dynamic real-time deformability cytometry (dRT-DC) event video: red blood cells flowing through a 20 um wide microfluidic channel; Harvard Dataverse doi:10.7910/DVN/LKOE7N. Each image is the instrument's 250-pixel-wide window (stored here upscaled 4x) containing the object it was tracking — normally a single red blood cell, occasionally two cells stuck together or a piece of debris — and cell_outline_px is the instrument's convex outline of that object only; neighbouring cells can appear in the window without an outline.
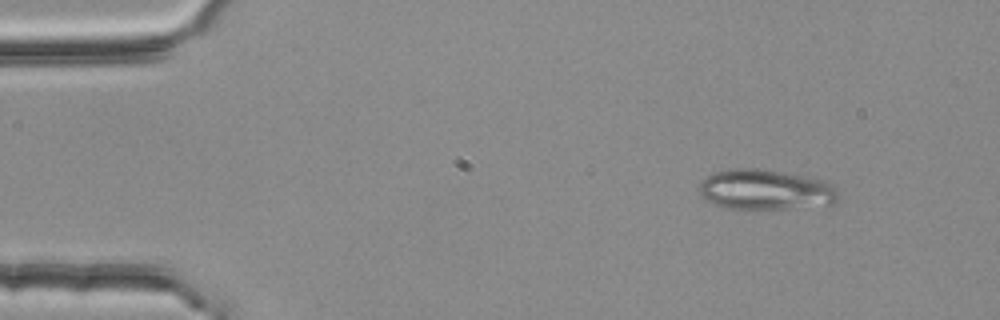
{"species": "common noctule bat (a hibernating species)", "species_latin": "Nyctalus noctula", "temperature_condition": "room temperature", "stored_images_in_passage": 3, "camera_frame_rate_fps": 3000, "um_per_image_px": 0.085, "animal": {"sex": "female", "body_mass_g": 25.1}, "frame": {"image": 1, "passage_image": 1, "time_ms": 0.0, "image_size_px": [1000, 320], "cell_outline_px": [[840, 196], [832, 204], [784, 208], [728, 208], [716, 204], [700, 196], [700, 184], [708, 176], [716, 172], [732, 168], [752, 168], [780, 172], [804, 176], [824, 180], [832, 184]], "centroid_in_image_um": [65.08, 16.11], "position_along_channel_um": 19.9, "area_um2": 31.96}}